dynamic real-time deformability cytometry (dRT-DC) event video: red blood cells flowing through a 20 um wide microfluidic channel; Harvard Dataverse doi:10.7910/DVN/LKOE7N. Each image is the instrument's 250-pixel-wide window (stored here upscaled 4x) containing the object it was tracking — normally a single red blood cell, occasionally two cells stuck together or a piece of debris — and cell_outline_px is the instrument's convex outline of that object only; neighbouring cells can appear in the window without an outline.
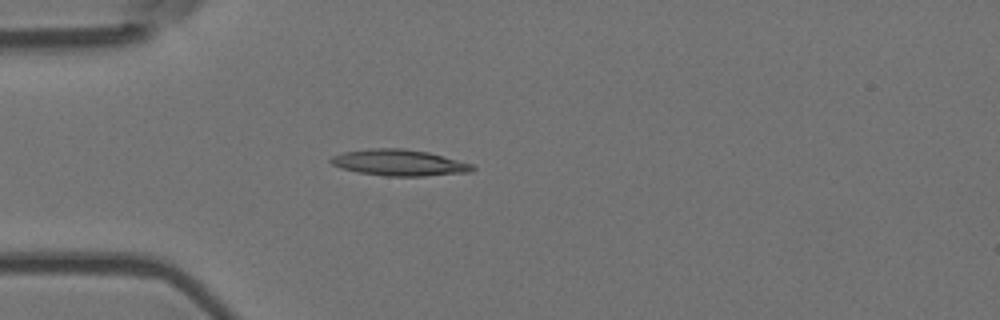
{"species": "Egyptian fruit bat (a non-hibernating species)", "species_latin": "Rousettus aegyptiacus", "temperature_condition": "room temperature", "stored_images_in_passage": 1, "camera_frame_rate_fps": 3000, "um_per_image_px": 0.085, "animal": {"sex": "female"}, "frame": {"image": 1, "passage_image": 1, "time_ms": 0.0, "image_size_px": [1000, 320], "cell_outline_px": [[476, 168], [472, 172], [424, 176], [388, 176], [360, 172], [340, 168], [332, 164], [328, 160], [332, 156], [344, 152], [368, 148], [404, 148], [428, 152], [476, 164]], "centroid_in_image_um": [33.98, 13.82], "position_along_channel_um": 51.0, "area_um2": 21.85}}